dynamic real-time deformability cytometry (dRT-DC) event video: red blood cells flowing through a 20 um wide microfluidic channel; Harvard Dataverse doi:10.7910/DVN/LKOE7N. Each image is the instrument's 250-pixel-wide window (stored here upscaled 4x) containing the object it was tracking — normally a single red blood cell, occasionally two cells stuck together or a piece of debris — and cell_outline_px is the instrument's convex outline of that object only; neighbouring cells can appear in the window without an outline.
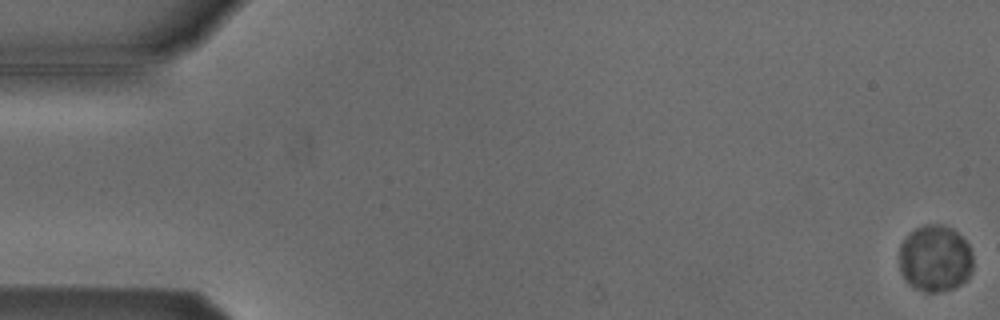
{"species": "Egyptian fruit bat (a non-hibernating species)", "species_latin": "Rousettus aegyptiacus", "temperature_condition": "cold", "stored_images_in_passage": 8, "camera_frame_rate_fps": 3000, "um_per_image_px": 0.085, "animal": {"sex": "male"}, "frame": {"image": 1, "passage_image": 1, "time_ms": 0.0, "image_size_px": [1000, 320], "cell_outline_px": [[972, 268], [968, 280], [952, 288], [936, 292], [924, 292], [912, 288], [908, 284], [900, 272], [900, 244], [916, 228], [924, 224], [940, 224], [952, 228], [968, 244], [972, 256]], "centroid_in_image_um": [79.47, 21.99], "position_along_channel_um": 5.5, "area_um2": 28.73}}